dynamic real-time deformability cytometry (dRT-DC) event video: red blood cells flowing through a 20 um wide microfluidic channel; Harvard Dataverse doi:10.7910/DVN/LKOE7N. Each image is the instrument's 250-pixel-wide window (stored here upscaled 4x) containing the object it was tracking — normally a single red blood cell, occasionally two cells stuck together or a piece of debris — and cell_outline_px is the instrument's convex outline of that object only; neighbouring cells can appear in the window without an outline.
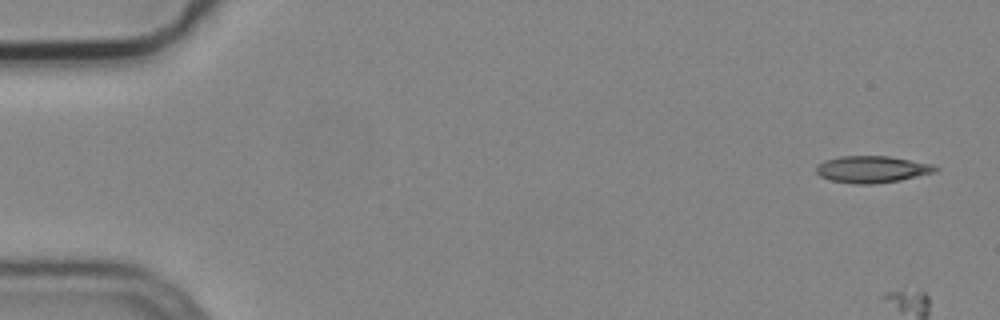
{"species": "common noctule bat (a hibernating species)", "species_latin": "Nyctalus noctula", "temperature_condition": "cold", "stored_images_in_passage": 9, "camera_frame_rate_fps": 3000, "um_per_image_px": 0.085, "animal": {"sex": "male", "body_mass_g": 19.2, "forearm_length_mm": 51.8}, "frame": {"image": 1, "passage_image": 1, "time_ms": 0.0, "image_size_px": [1000, 320], "cell_outline_px": [[940, 168], [936, 172], [900, 180], [872, 184], [856, 184], [832, 180], [820, 176], [816, 172], [816, 168], [824, 160], [840, 156], [888, 156], [932, 164]], "centroid_in_image_um": [74.14, 14.39], "position_along_channel_um": 10.9, "area_um2": 18.5}}